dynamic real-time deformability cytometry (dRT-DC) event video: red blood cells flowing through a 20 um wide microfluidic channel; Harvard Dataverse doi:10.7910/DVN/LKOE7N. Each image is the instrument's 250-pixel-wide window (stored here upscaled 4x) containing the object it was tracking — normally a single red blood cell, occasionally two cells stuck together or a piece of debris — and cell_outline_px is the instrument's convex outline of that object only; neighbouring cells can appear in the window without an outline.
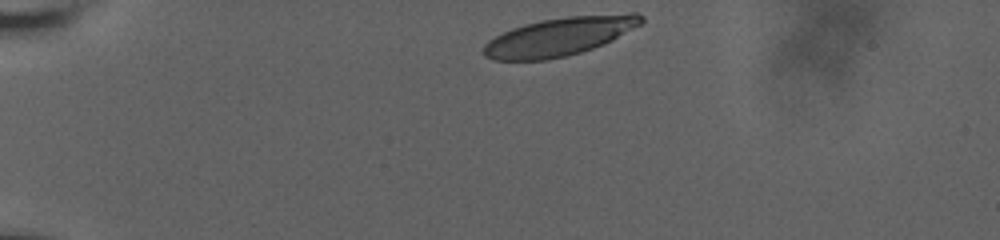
{"species": "human", "species_latin": "Homo sapiens", "temperature_condition": "room temperature", "stored_images_in_passage": 13, "camera_frame_rate_fps": 3000, "um_per_image_px": 0.085, "donor": {"sex": "male"}, "frame": {"image": 1, "passage_image": 1, "time_ms": 0.0, "image_size_px": [1000, 240], "cell_outline_px": [[644, 20], [640, 24], [612, 40], [604, 44], [580, 52], [548, 60], [492, 60], [484, 56], [484, 44], [488, 40], [512, 28], [524, 24], [540, 20], [568, 16], [632, 12], [636, 12], [644, 16]], "centroid_in_image_um": [47.56, 3.09], "position_along_channel_um": 37.4, "area_um2": 35.26}}
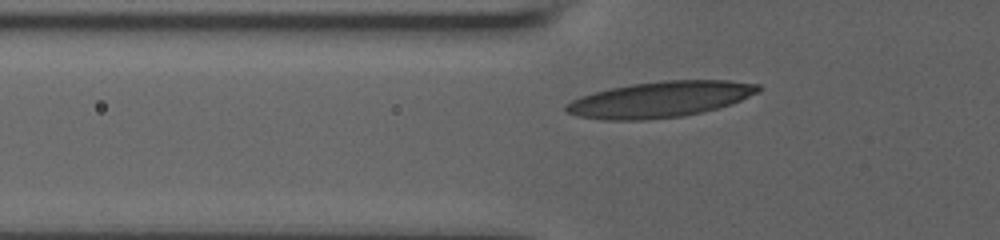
{"frame": {"image": 2, "passage_image": 8, "time_ms": 2.667, "image_size_px": [1000, 240], "cell_outline_px": [[760, 92], [732, 104], [684, 116], [644, 120], [600, 120], [576, 116], [568, 112], [564, 108], [564, 104], [580, 96], [592, 92], [608, 88], [632, 84], [664, 80], [728, 80], [760, 84]], "centroid_in_image_um": [56.09, 8.45], "position_along_channel_um": 69.7, "area_um2": 40.52}}
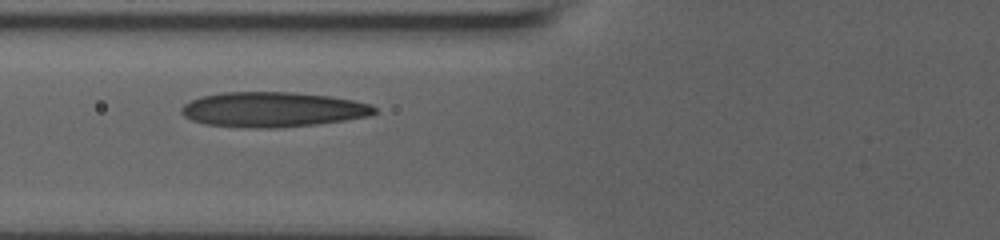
{"frame": {"image": 3, "passage_image": 12, "time_ms": 3.667, "image_size_px": [1000, 240], "cell_outline_px": [[376, 112], [368, 116], [344, 120], [316, 124], [276, 128], [248, 128], [204, 124], [192, 120], [184, 116], [180, 112], [180, 108], [184, 104], [200, 96], [224, 92], [292, 92], [328, 96], [352, 100], [372, 104], [376, 108]], "centroid_in_image_um": [23.15, 9.31], "position_along_channel_um": 102.7, "area_um2": 39.42}}